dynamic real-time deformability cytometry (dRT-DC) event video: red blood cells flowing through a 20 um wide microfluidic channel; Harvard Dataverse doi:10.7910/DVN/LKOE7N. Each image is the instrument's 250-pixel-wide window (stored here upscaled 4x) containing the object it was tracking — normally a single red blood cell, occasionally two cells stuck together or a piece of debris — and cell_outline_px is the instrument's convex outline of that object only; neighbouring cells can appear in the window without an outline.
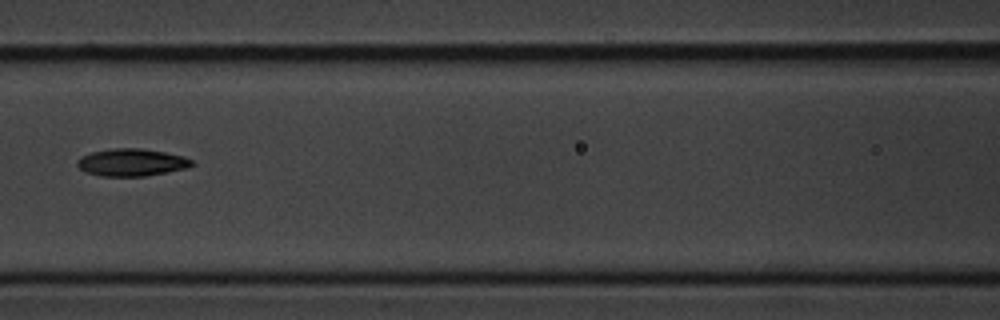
{"species": "common noctule bat (a hibernating species)", "species_latin": "Nyctalus noctula", "temperature_condition": "cold", "stored_images_in_passage": 4, "camera_frame_rate_fps": 3000, "um_per_image_px": 0.085, "animal": {"sex": "male", "body_mass_g": 20.1, "forearm_length_mm": 53.5}, "frame": {"image": 1, "passage_image": 4, "time_ms": 3.667, "image_size_px": [1000, 320], "cell_outline_px": [[196, 164], [188, 168], [144, 176], [100, 176], [84, 172], [76, 164], [76, 160], [80, 156], [92, 152], [112, 148], [140, 148], [164, 152], [184, 156], [192, 160]], "centroid_in_image_um": [11.17, 13.8], "position_along_channel_um": 155.4, "area_um2": 18.44}}